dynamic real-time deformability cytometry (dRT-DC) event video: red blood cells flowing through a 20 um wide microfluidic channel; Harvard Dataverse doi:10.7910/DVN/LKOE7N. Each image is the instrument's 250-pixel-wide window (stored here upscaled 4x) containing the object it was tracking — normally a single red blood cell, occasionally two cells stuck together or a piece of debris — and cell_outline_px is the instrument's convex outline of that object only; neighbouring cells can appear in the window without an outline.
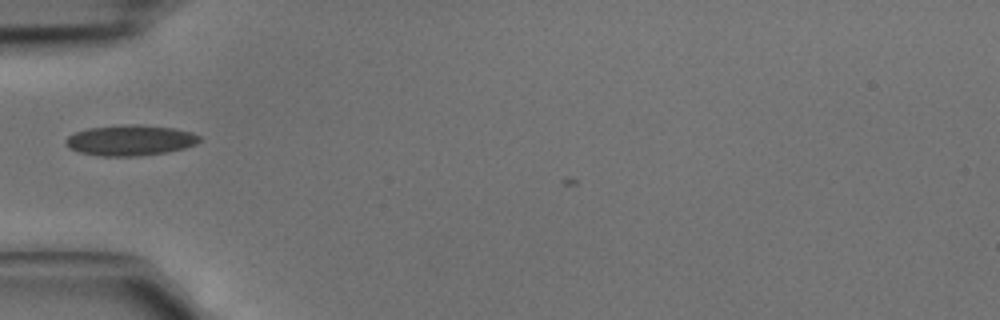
{"species": "common noctule bat (a hibernating species)", "species_latin": "Nyctalus noctula", "temperature_condition": "cold", "stored_images_in_passage": 3, "camera_frame_rate_fps": 3000, "um_per_image_px": 0.085, "animal": {"sex": "male", "body_mass_g": 15.6}, "frame": {"image": 1, "passage_image": 3, "time_ms": 0.667, "image_size_px": [1000, 320], "cell_outline_px": [[200, 140], [196, 144], [184, 148], [168, 152], [136, 156], [100, 156], [80, 152], [68, 148], [64, 144], [64, 140], [68, 136], [76, 132], [88, 128], [128, 124], [140, 124], [176, 128], [192, 132], [200, 136]], "centroid_in_image_um": [11.07, 11.92], "position_along_channel_um": 73.9, "area_um2": 24.04}}